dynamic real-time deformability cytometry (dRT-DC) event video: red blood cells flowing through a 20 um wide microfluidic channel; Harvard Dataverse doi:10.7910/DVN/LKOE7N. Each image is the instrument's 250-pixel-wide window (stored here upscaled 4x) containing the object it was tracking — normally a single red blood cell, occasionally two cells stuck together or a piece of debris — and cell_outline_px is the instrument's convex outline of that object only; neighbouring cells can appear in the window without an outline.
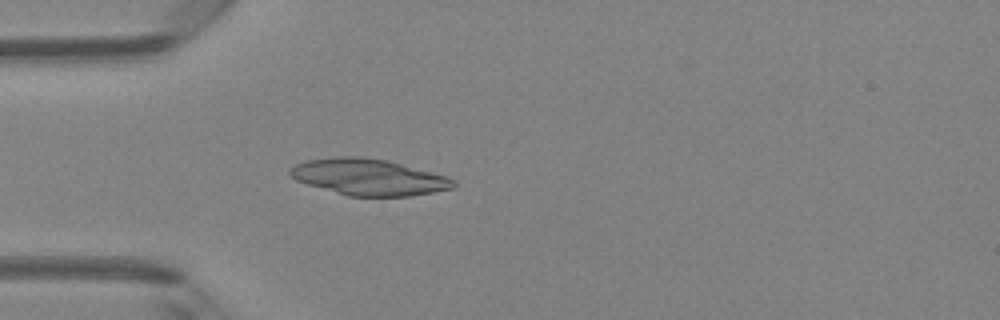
{"species": "Egyptian fruit bat (a non-hibernating species)", "species_latin": "Rousettus aegyptiacus", "temperature_condition": "room temperature", "stored_images_in_passage": 1, "camera_frame_rate_fps": 3000, "um_per_image_px": 0.085, "animal": {"sex": "female"}, "frame": {"image": 1, "passage_image": 1, "time_ms": 0.0, "image_size_px": [1000, 320], "cell_outline_px": [[456, 184], [452, 188], [432, 192], [408, 196], [348, 196], [308, 184], [296, 180], [288, 172], [296, 164], [308, 160], [336, 156], [360, 156], [388, 160], [448, 176], [456, 180]], "centroid_in_image_um": [31.37, 15.04], "position_along_channel_um": 53.6, "area_um2": 34.45}}